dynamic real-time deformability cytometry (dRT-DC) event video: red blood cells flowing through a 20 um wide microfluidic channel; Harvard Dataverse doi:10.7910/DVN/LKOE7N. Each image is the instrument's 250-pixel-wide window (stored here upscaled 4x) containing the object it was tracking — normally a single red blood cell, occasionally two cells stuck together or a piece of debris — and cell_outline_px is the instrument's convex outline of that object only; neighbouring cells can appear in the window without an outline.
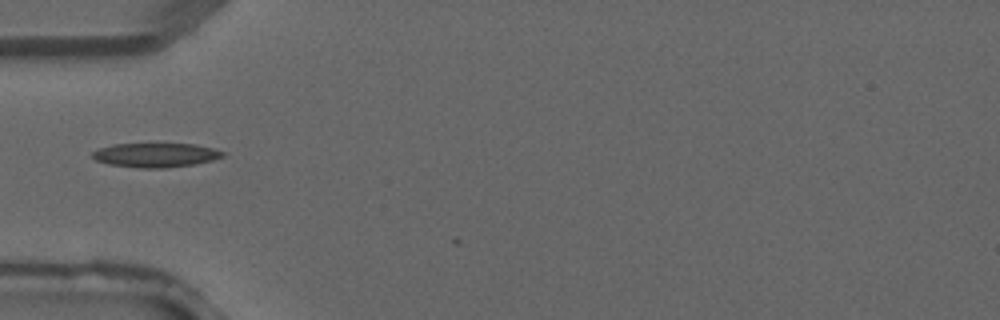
{"species": "common noctule bat (a hibernating species)", "species_latin": "Nyctalus noctula", "temperature_condition": "warm", "stored_images_in_passage": 1, "camera_frame_rate_fps": 3000, "um_per_image_px": 0.085, "animal": {"sex": "male", "forearm_length_mm": 52.5}, "frame": {"image": 1, "passage_image": 1, "time_ms": 0.0, "image_size_px": [1000, 320], "cell_outline_px": [[228, 152], [224, 156], [212, 160], [196, 164], [168, 168], [140, 168], [108, 164], [96, 160], [92, 156], [92, 152], [100, 148], [112, 144], [196, 144]], "centroid_in_image_um": [13.27, 13.18], "position_along_channel_um": 71.7, "area_um2": 18.5}}